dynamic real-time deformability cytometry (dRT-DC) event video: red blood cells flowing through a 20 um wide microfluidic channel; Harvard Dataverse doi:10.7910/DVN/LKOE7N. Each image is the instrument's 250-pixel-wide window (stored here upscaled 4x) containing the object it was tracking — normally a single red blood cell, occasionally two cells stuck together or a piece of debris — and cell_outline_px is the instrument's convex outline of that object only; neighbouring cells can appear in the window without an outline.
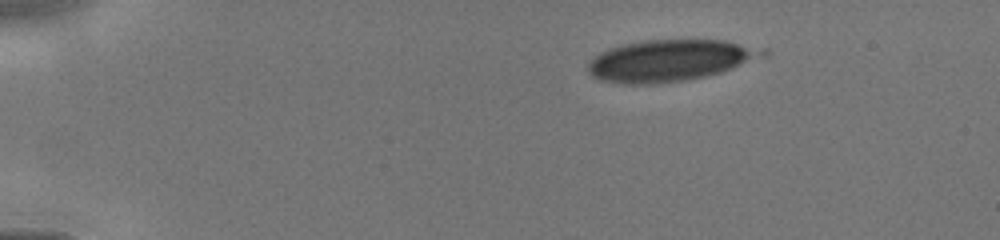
{"species": "human", "species_latin": "Homo sapiens", "temperature_condition": "cold", "stored_images_in_passage": 9, "camera_frame_rate_fps": 3000, "um_per_image_px": 0.085, "donor": {"sex": "male"}, "frame": {"image": 1, "passage_image": 1, "time_ms": 0.0, "image_size_px": [1000, 240], "cell_outline_px": [[772, 52], [768, 56], [708, 76], [688, 80], [656, 84], [620, 84], [600, 80], [592, 76], [588, 72], [588, 64], [592, 56], [608, 48], [624, 44], [644, 40], [724, 40], [768, 48]], "centroid_in_image_um": [56.99, 5.14], "position_along_channel_um": 28.0, "area_um2": 43.06}}
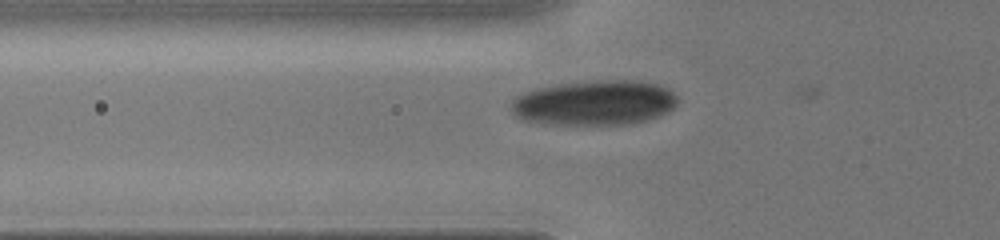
{"frame": {"image": 2, "passage_image": 7, "time_ms": 3.0, "image_size_px": [1000, 240], "cell_outline_px": [[676, 104], [668, 112], [660, 116], [632, 124], [544, 124], [520, 120], [512, 116], [512, 100], [516, 96], [532, 88], [560, 84], [592, 80], [640, 80], [656, 84], [668, 88], [676, 96]], "centroid_in_image_um": [50.49, 8.74], "position_along_channel_um": 75.3, "area_um2": 44.1}}
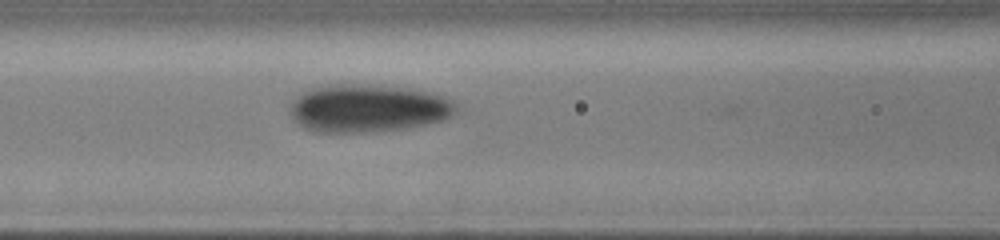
{"frame": {"image": 3, "passage_image": 9, "time_ms": 4.333, "image_size_px": [1000, 240], "cell_outline_px": [[456, 112], [452, 116], [440, 120], [424, 124], [404, 128], [364, 132], [316, 132], [304, 128], [292, 116], [292, 100], [304, 92], [312, 88], [328, 84], [368, 84], [408, 88], [428, 92], [444, 96], [452, 100], [456, 104]], "centroid_in_image_um": [31.28, 9.19], "position_along_channel_um": 135.3, "area_um2": 45.95}}